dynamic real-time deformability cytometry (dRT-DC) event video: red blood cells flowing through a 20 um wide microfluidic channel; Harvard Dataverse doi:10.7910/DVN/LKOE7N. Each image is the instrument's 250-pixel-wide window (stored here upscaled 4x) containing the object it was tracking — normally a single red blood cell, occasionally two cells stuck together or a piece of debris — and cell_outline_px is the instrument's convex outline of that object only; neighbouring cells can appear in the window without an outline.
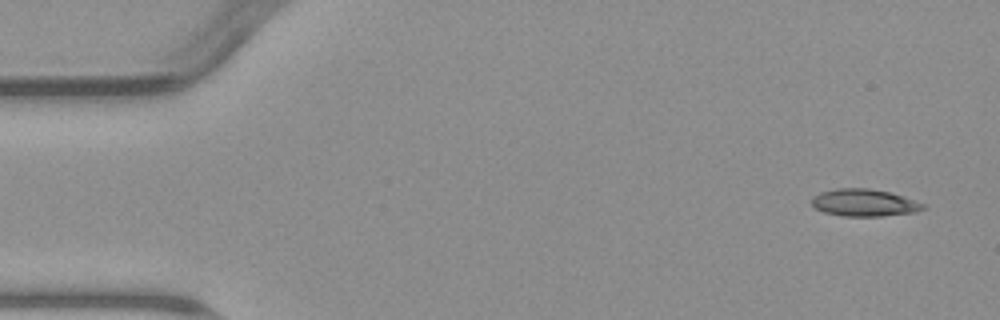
{"species": "common noctule bat (a hibernating species)", "species_latin": "Nyctalus noctula", "temperature_condition": "warm", "stored_images_in_passage": 6, "camera_frame_rate_fps": 3000, "um_per_image_px": 0.085, "animal": {"sex": "male", "body_mass_g": 23.1, "forearm_length_mm": 52.7}, "frame": {"image": 1, "passage_image": 1, "time_ms": 0.0, "image_size_px": [1000, 320], "cell_outline_px": [[928, 204], [924, 208], [916, 212], [884, 216], [844, 216], [824, 212], [816, 208], [812, 204], [812, 196], [820, 192], [836, 188], [868, 188], [892, 192]], "centroid_in_image_um": [73.5, 17.22], "position_along_channel_um": 11.5, "area_um2": 17.92}}
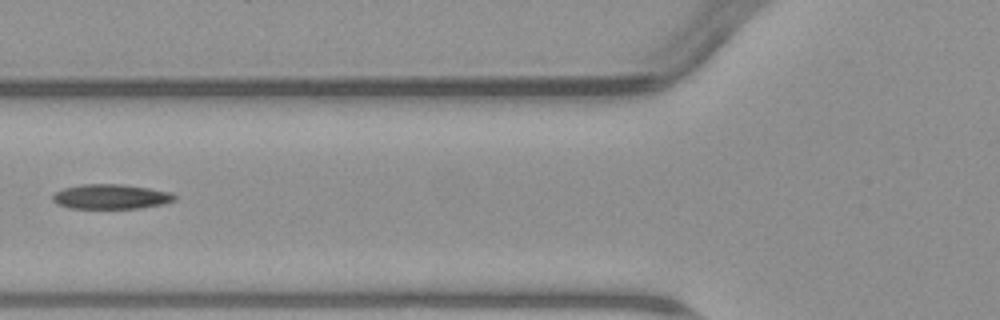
{"frame": {"image": 2, "passage_image": 5, "time_ms": 6.0, "image_size_px": [1000, 320], "cell_outline_px": [[176, 200], [160, 204], [140, 208], [68, 208], [56, 204], [52, 200], [52, 196], [56, 192], [64, 188], [84, 184], [120, 184], [148, 188], [172, 192], [176, 196]], "centroid_in_image_um": [9.41, 16.71], "position_along_channel_um": 116.4, "area_um2": 17.51}}
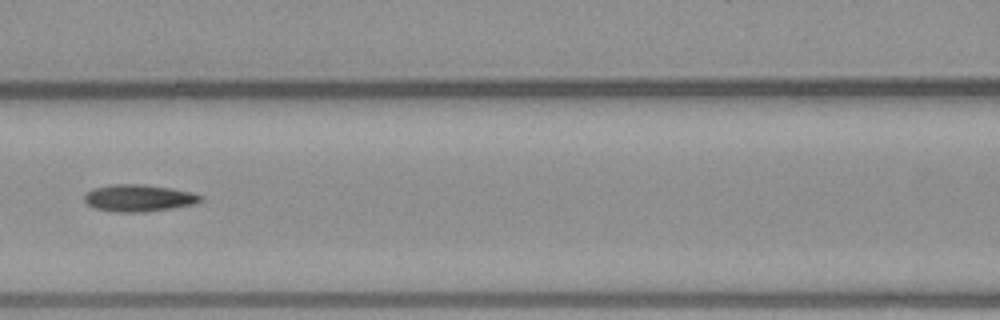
{"frame": {"image": 3, "passage_image": 6, "time_ms": 7.0, "image_size_px": [1000, 320], "cell_outline_px": [[204, 196], [196, 204], [172, 208], [144, 212], [116, 212], [96, 208], [88, 204], [84, 200], [84, 196], [92, 188], [112, 184], [144, 184], [172, 188], [192, 192]], "centroid_in_image_um": [11.81, 16.82], "position_along_channel_um": 154.8, "area_um2": 18.32}}